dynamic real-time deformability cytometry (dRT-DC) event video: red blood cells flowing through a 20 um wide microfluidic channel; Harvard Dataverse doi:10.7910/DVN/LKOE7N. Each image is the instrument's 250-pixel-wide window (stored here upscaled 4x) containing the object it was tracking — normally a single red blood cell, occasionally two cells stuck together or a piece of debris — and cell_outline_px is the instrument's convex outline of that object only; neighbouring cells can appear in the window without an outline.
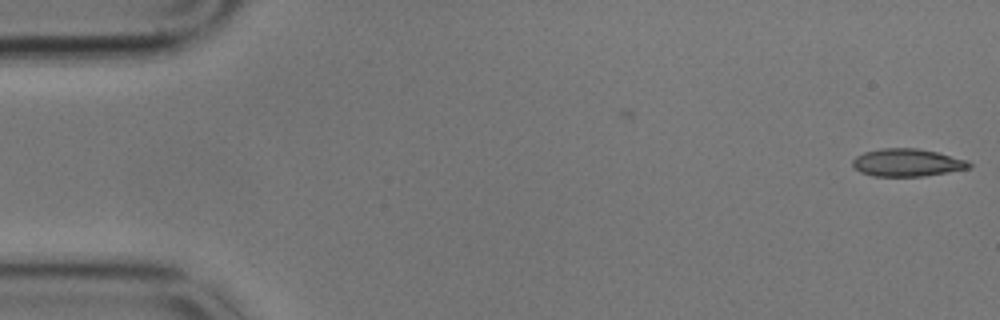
{"species": "common noctule bat (a hibernating species)", "species_latin": "Nyctalus noctula", "temperature_condition": "cold", "stored_images_in_passage": 57, "camera_frame_rate_fps": 3000, "um_per_image_px": 0.085, "animal": {"sex": "male", "body_mass_g": 17.9}, "frame": {"image": 1, "passage_image": 1, "time_ms": 0.0, "image_size_px": [1000, 320], "cell_outline_px": [[972, 168], [924, 176], [872, 176], [860, 172], [852, 164], [852, 160], [856, 156], [864, 152], [880, 148], [916, 148], [936, 152], [968, 160], [972, 164]], "centroid_in_image_um": [77.12, 13.82], "position_along_channel_um": 7.9, "area_um2": 18.84}}
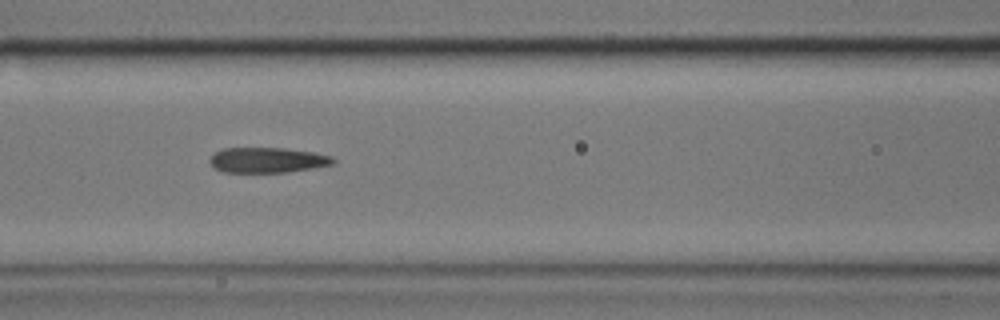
{"frame": {"image": 2, "passage_image": 24, "time_ms": 7.667, "image_size_px": [1000, 320], "cell_outline_px": [[336, 160], [332, 164], [312, 168], [284, 172], [224, 172], [216, 168], [208, 160], [216, 152], [224, 148], [284, 148], [312, 152], [332, 156]], "centroid_in_image_um": [22.74, 13.6], "position_along_channel_um": 143.9, "area_um2": 17.92}}
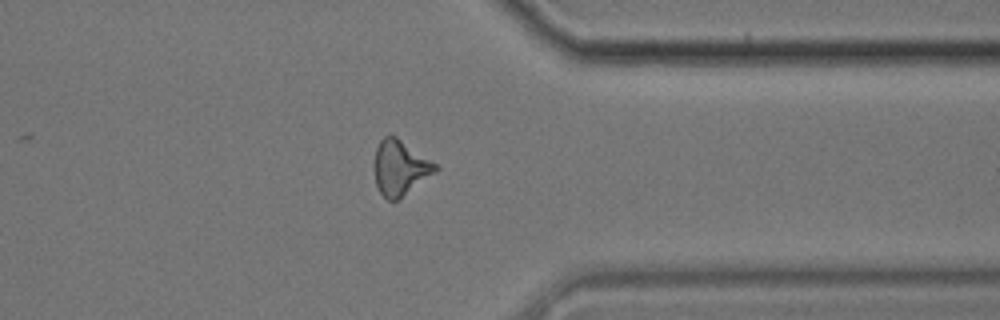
{"frame": {"image": 3, "passage_image": 45, "time_ms": 14.667, "image_size_px": [1000, 320], "cell_outline_px": [[440, 168], [436, 172], [396, 200], [388, 200], [380, 192], [376, 184], [372, 168], [376, 148], [380, 140], [384, 136], [396, 136], [436, 164]], "centroid_in_image_um": [33.97, 14.24], "position_along_channel_um": 377.4, "area_um2": 19.42}, "authors_computed_cell_mechanics": {"area_um2": 18.9006, "velocity_mm_per_s": 3.4389, "shape_relaxation_time_tau1_ms": null, "shape_relaxation_time_tau2_ms": 3.2535, "deformation_change_tau1": null, "deformation_change_tau2": 0.1192}}